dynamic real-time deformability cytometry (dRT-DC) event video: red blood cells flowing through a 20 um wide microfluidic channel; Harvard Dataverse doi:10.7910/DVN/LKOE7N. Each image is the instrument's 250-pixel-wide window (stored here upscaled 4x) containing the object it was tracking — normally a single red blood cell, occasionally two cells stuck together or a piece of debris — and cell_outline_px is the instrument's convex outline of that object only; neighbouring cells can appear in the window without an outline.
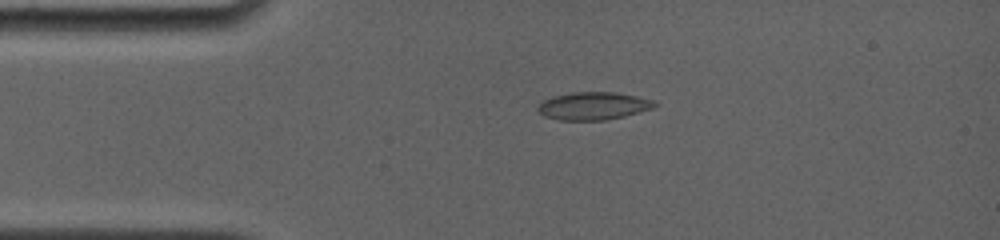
{"species": "common noctule bat (a hibernating species)", "species_latin": "Nyctalus noctula", "temperature_condition": "room temperature", "stored_images_in_passage": 23, "camera_frame_rate_fps": 4000, "um_per_image_px": 0.085, "animal": {"sex": "female", "body_mass_g": 19.0, "forearm_length_mm": 56.7}, "frame": {"image": 1, "passage_image": 13, "time_ms": 3.0, "image_size_px": [1000, 240], "cell_outline_px": [[660, 104], [652, 108], [640, 112], [624, 116], [604, 120], [560, 120], [544, 116], [536, 108], [544, 100], [552, 96], [572, 92], [616, 92], [636, 96], [652, 100]], "centroid_in_image_um": [50.44, 9.0], "position_along_channel_um": 34.6, "area_um2": 18.84}}